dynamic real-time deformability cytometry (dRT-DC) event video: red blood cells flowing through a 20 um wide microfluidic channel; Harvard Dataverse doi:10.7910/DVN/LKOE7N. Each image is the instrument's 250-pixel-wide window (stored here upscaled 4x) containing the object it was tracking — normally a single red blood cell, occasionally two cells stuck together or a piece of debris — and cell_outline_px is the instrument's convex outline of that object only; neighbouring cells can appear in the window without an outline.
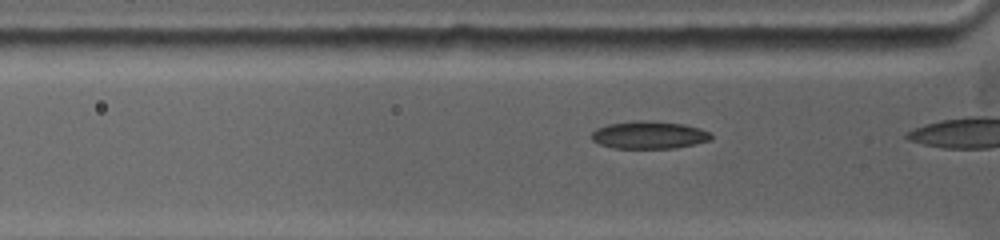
{"species": "common noctule bat (a hibernating species)", "species_latin": "Nyctalus noctula", "temperature_condition": "warm", "stored_images_in_passage": 6, "camera_frame_rate_fps": 5000, "um_per_image_px": 0.085, "animal": {"sex": "female", "body_mass_g": 19.0, "forearm_length_mm": 53.3}, "frame": {"image": 1, "passage_image": 4, "time_ms": 1.0, "image_size_px": [1000, 240], "cell_outline_px": [[712, 136], [708, 140], [692, 144], [672, 148], [616, 148], [600, 144], [592, 140], [592, 132], [596, 128], [608, 124], [636, 120], [640, 120], [684, 124], [700, 128], [708, 132]], "centroid_in_image_um": [55.12, 11.46], "position_along_channel_um": 70.7, "area_um2": 18.9}}